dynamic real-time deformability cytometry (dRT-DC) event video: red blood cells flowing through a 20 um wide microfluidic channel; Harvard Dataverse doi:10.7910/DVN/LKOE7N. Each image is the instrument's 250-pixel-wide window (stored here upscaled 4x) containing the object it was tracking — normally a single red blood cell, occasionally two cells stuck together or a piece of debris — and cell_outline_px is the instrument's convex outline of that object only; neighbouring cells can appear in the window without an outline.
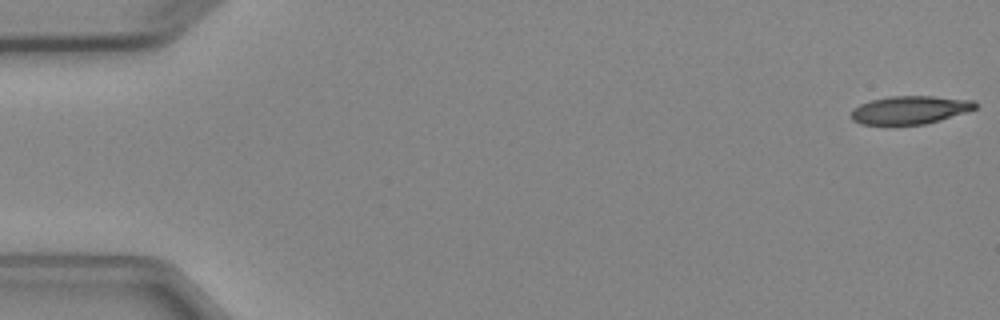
{"species": "Egyptian fruit bat (a non-hibernating species)", "species_latin": "Rousettus aegyptiacus", "temperature_condition": "cold", "stored_images_in_passage": 5, "camera_frame_rate_fps": 3000, "um_per_image_px": 0.085, "animal": {"sex": "female"}, "frame": {"image": 1, "passage_image": 1, "time_ms": 0.0, "image_size_px": [1000, 320], "cell_outline_px": [[976, 108], [968, 112], [940, 120], [924, 124], [860, 124], [852, 120], [852, 108], [860, 104], [872, 100], [892, 96], [932, 96], [976, 100]], "centroid_in_image_um": [77.38, 9.34], "position_along_channel_um": 7.6, "area_um2": 20.29}}
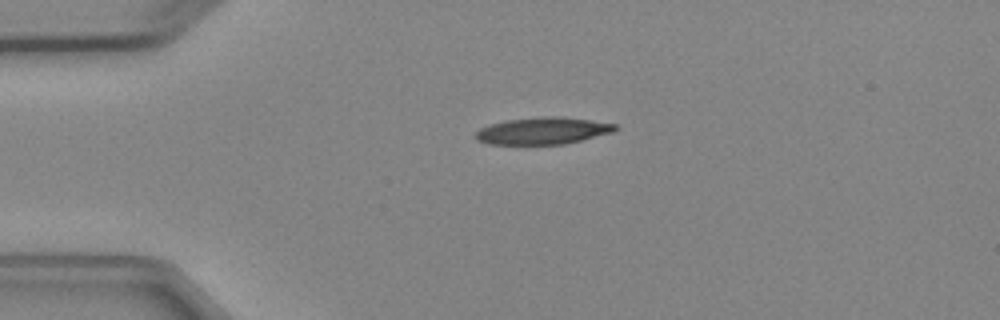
{"frame": {"image": 2, "passage_image": 4, "time_ms": 3.667, "image_size_px": [1000, 320], "cell_outline_px": [[616, 128], [612, 132], [564, 144], [488, 144], [476, 140], [472, 136], [480, 128], [504, 120], [544, 116], [560, 116], [616, 124]], "centroid_in_image_um": [46.06, 11.12], "position_along_channel_um": 38.9, "area_um2": 21.79}}